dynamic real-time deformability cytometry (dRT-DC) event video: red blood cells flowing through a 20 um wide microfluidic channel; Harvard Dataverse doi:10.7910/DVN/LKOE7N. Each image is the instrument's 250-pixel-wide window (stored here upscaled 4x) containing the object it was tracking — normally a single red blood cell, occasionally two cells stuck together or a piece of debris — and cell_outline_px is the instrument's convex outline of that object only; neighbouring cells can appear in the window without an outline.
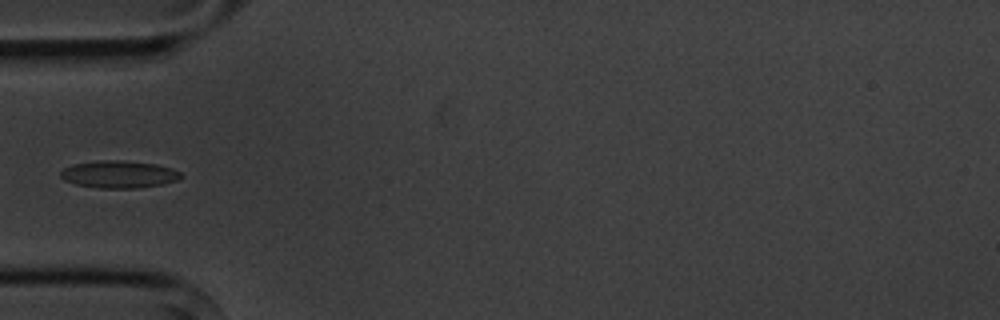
{"species": "common noctule bat (a hibernating species)", "species_latin": "Nyctalus noctula", "temperature_condition": "cold", "stored_images_in_passage": 7, "camera_frame_rate_fps": 3000, "um_per_image_px": 0.085, "animal": {"sex": "male", "body_mass_g": 20.1, "forearm_length_mm": 53.5}, "frame": {"image": 1, "passage_image": 4, "time_ms": 3.667, "image_size_px": [1000, 320], "cell_outline_px": [[184, 176], [180, 180], [164, 184], [136, 188], [100, 188], [76, 184], [64, 180], [60, 176], [60, 172], [64, 168], [72, 164], [100, 160], [124, 160], [156, 164], [172, 168], [180, 172]], "centroid_in_image_um": [10.14, 14.81], "position_along_channel_um": 74.9, "area_um2": 19.36}}
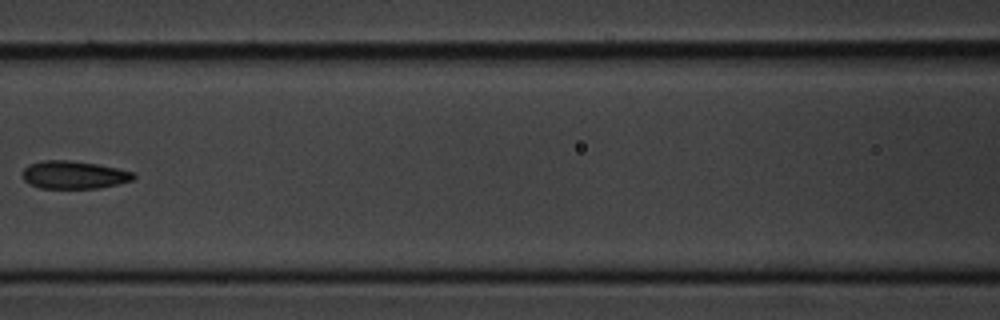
{"frame": {"image": 2, "passage_image": 6, "time_ms": 6.0, "image_size_px": [1000, 320], "cell_outline_px": [[136, 176], [132, 180], [100, 188], [40, 188], [24, 180], [24, 168], [28, 164], [44, 160], [68, 160], [96, 164], [116, 168], [132, 172]], "centroid_in_image_um": [6.27, 14.86], "position_along_channel_um": 160.3, "area_um2": 17.74}}
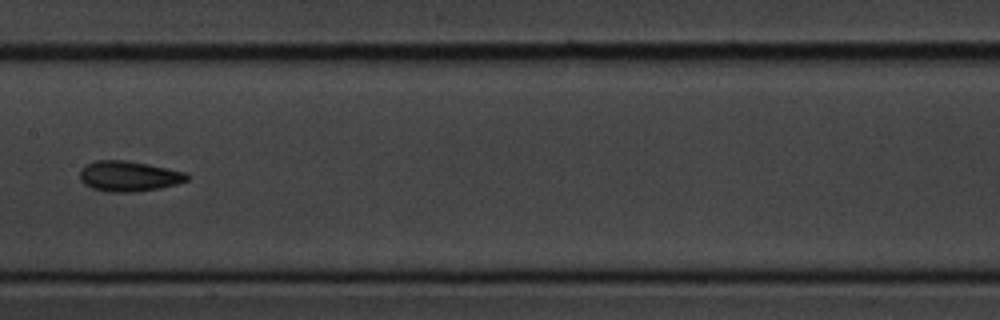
{"frame": {"image": 3, "passage_image": 7, "time_ms": 7.0, "image_size_px": [1000, 320], "cell_outline_px": [[188, 180], [176, 184], [160, 188], [136, 192], [108, 192], [92, 188], [84, 184], [80, 180], [80, 168], [96, 160], [124, 160], [148, 164], [188, 172]], "centroid_in_image_um": [10.95, 14.98], "position_along_channel_um": 196.4, "area_um2": 19.07}}